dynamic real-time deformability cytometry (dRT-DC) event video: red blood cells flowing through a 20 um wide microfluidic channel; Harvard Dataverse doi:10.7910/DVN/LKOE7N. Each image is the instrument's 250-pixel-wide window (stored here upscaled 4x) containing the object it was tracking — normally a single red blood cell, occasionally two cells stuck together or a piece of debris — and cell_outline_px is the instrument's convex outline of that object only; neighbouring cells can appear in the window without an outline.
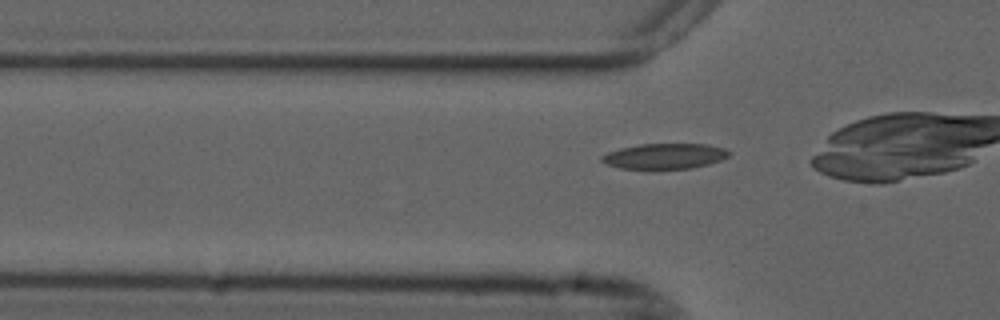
{"species": "common noctule bat (a hibernating species)", "species_latin": "Nyctalus noctula", "temperature_condition": "cold", "stored_images_in_passage": 26, "camera_frame_rate_fps": 3000, "um_per_image_px": 0.085, "animal": {"sex": "male", "forearm_length_mm": 52.5}, "frame": {"image": 1, "passage_image": 10, "time_ms": 3.0, "image_size_px": [1000, 320], "cell_outline_px": [[732, 152], [728, 156], [720, 160], [708, 164], [692, 168], [652, 172], [648, 172], [620, 168], [608, 164], [600, 160], [600, 156], [608, 152], [620, 148], [640, 144], [708, 144], [724, 148]], "centroid_in_image_um": [56.46, 13.32], "position_along_channel_um": 69.3, "area_um2": 19.77}}
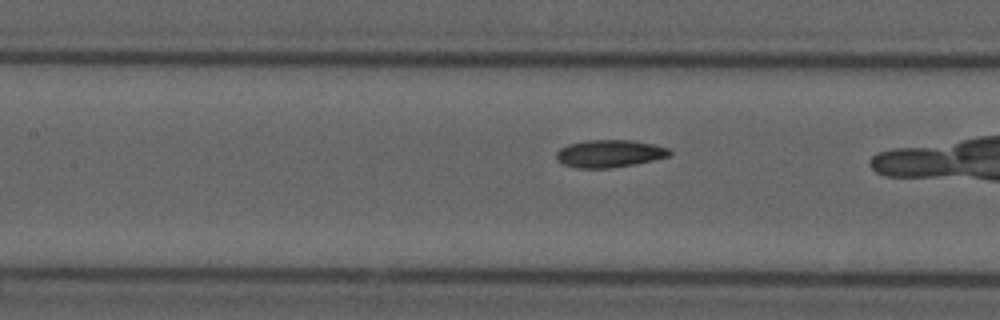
{"frame": {"image": 2, "passage_image": 17, "time_ms": 5.333, "image_size_px": [1000, 320], "cell_outline_px": [[672, 156], [636, 164], [608, 168], [576, 168], [564, 164], [556, 160], [556, 152], [560, 148], [568, 144], [588, 140], [632, 140], [656, 144], [668, 148], [672, 152]], "centroid_in_image_um": [51.84, 13.05], "position_along_channel_um": 155.6, "area_um2": 18.38}}
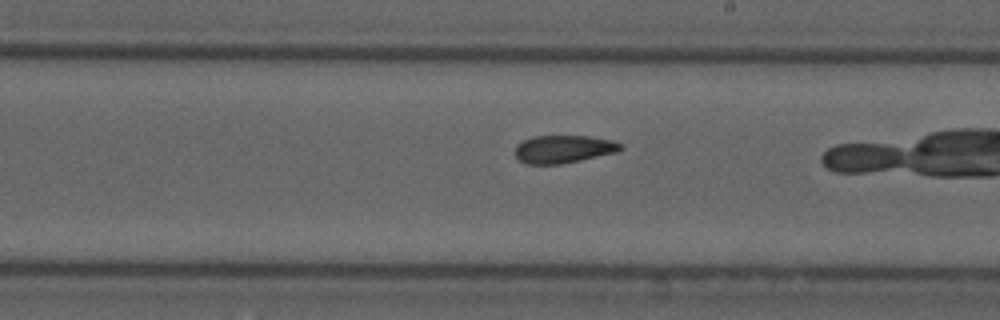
{"frame": {"image": 3, "passage_image": 24, "time_ms": 7.667, "image_size_px": [1000, 320], "cell_outline_px": [[624, 148], [616, 152], [580, 160], [560, 164], [524, 164], [516, 156], [516, 144], [524, 140], [536, 136], [588, 136], [612, 140], [624, 144]], "centroid_in_image_um": [47.92, 12.67], "position_along_channel_um": 241.1, "area_um2": 17.05}}